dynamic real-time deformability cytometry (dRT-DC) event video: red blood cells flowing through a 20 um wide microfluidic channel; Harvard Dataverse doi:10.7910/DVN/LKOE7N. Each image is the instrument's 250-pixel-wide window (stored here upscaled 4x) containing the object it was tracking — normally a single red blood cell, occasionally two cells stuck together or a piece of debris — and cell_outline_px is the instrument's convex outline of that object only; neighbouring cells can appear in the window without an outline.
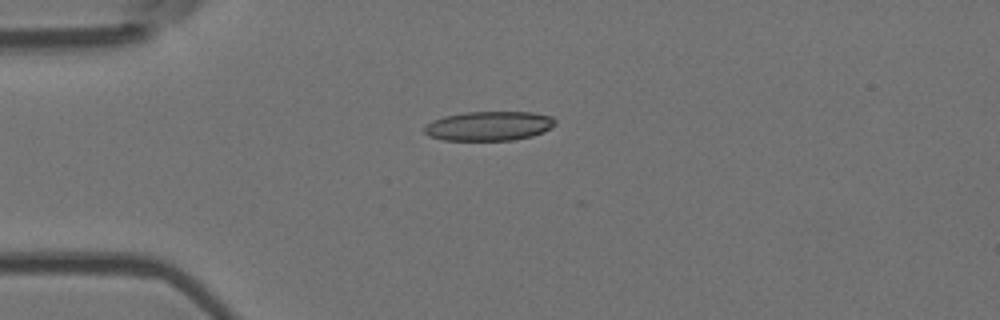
{"species": "Egyptian fruit bat (a non-hibernating species)", "species_latin": "Rousettus aegyptiacus", "temperature_condition": "room temperature", "stored_images_in_passage": 4, "camera_frame_rate_fps": 3000, "um_per_image_px": 0.085, "animal": {"sex": "female"}, "frame": {"image": 1, "passage_image": 4, "time_ms": 1.0, "image_size_px": [1000, 320], "cell_outline_px": [[556, 124], [552, 128], [544, 132], [532, 136], [512, 140], [444, 140], [428, 136], [424, 132], [424, 128], [432, 120], [444, 116], [464, 112], [532, 112], [552, 116], [556, 120]], "centroid_in_image_um": [41.59, 10.7], "position_along_channel_um": 43.4, "area_um2": 22.54}}